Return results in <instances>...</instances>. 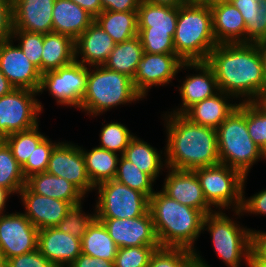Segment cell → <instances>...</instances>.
Listing matches in <instances>:
<instances>
[{
  "instance_id": "obj_1",
  "label": "cell",
  "mask_w": 266,
  "mask_h": 267,
  "mask_svg": "<svg viewBox=\"0 0 266 267\" xmlns=\"http://www.w3.org/2000/svg\"><path fill=\"white\" fill-rule=\"evenodd\" d=\"M206 62L215 73L219 91L239 98V102H253L266 89L256 43L217 44Z\"/></svg>"
},
{
  "instance_id": "obj_2",
  "label": "cell",
  "mask_w": 266,
  "mask_h": 267,
  "mask_svg": "<svg viewBox=\"0 0 266 267\" xmlns=\"http://www.w3.org/2000/svg\"><path fill=\"white\" fill-rule=\"evenodd\" d=\"M166 130V167L195 170L220 163L217 130L191 122L183 114H162Z\"/></svg>"
},
{
  "instance_id": "obj_3",
  "label": "cell",
  "mask_w": 266,
  "mask_h": 267,
  "mask_svg": "<svg viewBox=\"0 0 266 267\" xmlns=\"http://www.w3.org/2000/svg\"><path fill=\"white\" fill-rule=\"evenodd\" d=\"M149 212L161 247L197 250L195 241L204 233L205 215L200 210L183 205L156 189L149 198Z\"/></svg>"
},
{
  "instance_id": "obj_4",
  "label": "cell",
  "mask_w": 266,
  "mask_h": 267,
  "mask_svg": "<svg viewBox=\"0 0 266 267\" xmlns=\"http://www.w3.org/2000/svg\"><path fill=\"white\" fill-rule=\"evenodd\" d=\"M173 44L183 62L207 61L217 45L209 4L186 3L178 7Z\"/></svg>"
},
{
  "instance_id": "obj_5",
  "label": "cell",
  "mask_w": 266,
  "mask_h": 267,
  "mask_svg": "<svg viewBox=\"0 0 266 267\" xmlns=\"http://www.w3.org/2000/svg\"><path fill=\"white\" fill-rule=\"evenodd\" d=\"M140 100L144 98L136 91L129 76L103 65L89 66L87 88L79 111L94 118L119 105L125 106Z\"/></svg>"
},
{
  "instance_id": "obj_6",
  "label": "cell",
  "mask_w": 266,
  "mask_h": 267,
  "mask_svg": "<svg viewBox=\"0 0 266 267\" xmlns=\"http://www.w3.org/2000/svg\"><path fill=\"white\" fill-rule=\"evenodd\" d=\"M216 130L220 163L248 177L252 166L262 160V149L249 136L246 114L236 107Z\"/></svg>"
},
{
  "instance_id": "obj_7",
  "label": "cell",
  "mask_w": 266,
  "mask_h": 267,
  "mask_svg": "<svg viewBox=\"0 0 266 267\" xmlns=\"http://www.w3.org/2000/svg\"><path fill=\"white\" fill-rule=\"evenodd\" d=\"M224 212L219 210L207 214L202 230L210 233L214 252L227 267H240L242 260L249 267L252 229Z\"/></svg>"
},
{
  "instance_id": "obj_8",
  "label": "cell",
  "mask_w": 266,
  "mask_h": 267,
  "mask_svg": "<svg viewBox=\"0 0 266 267\" xmlns=\"http://www.w3.org/2000/svg\"><path fill=\"white\" fill-rule=\"evenodd\" d=\"M193 171L199 179L206 201L216 211L241 210L245 177L239 171L221 163Z\"/></svg>"
},
{
  "instance_id": "obj_9",
  "label": "cell",
  "mask_w": 266,
  "mask_h": 267,
  "mask_svg": "<svg viewBox=\"0 0 266 267\" xmlns=\"http://www.w3.org/2000/svg\"><path fill=\"white\" fill-rule=\"evenodd\" d=\"M94 191L98 195L96 218H136L149 210V198L145 194L116 180L102 182Z\"/></svg>"
},
{
  "instance_id": "obj_10",
  "label": "cell",
  "mask_w": 266,
  "mask_h": 267,
  "mask_svg": "<svg viewBox=\"0 0 266 267\" xmlns=\"http://www.w3.org/2000/svg\"><path fill=\"white\" fill-rule=\"evenodd\" d=\"M38 95V91L14 88L9 94L0 97L1 139L39 124V115L43 113L44 106Z\"/></svg>"
},
{
  "instance_id": "obj_11",
  "label": "cell",
  "mask_w": 266,
  "mask_h": 267,
  "mask_svg": "<svg viewBox=\"0 0 266 267\" xmlns=\"http://www.w3.org/2000/svg\"><path fill=\"white\" fill-rule=\"evenodd\" d=\"M88 67L77 61L42 74L38 94L48 91L57 105L79 109L86 92Z\"/></svg>"
},
{
  "instance_id": "obj_12",
  "label": "cell",
  "mask_w": 266,
  "mask_h": 267,
  "mask_svg": "<svg viewBox=\"0 0 266 267\" xmlns=\"http://www.w3.org/2000/svg\"><path fill=\"white\" fill-rule=\"evenodd\" d=\"M0 215V253L3 261L38 249L39 230L23 212Z\"/></svg>"
},
{
  "instance_id": "obj_13",
  "label": "cell",
  "mask_w": 266,
  "mask_h": 267,
  "mask_svg": "<svg viewBox=\"0 0 266 267\" xmlns=\"http://www.w3.org/2000/svg\"><path fill=\"white\" fill-rule=\"evenodd\" d=\"M183 61L176 54L144 52L132 79L136 91L145 99L151 88L169 85L178 75Z\"/></svg>"
},
{
  "instance_id": "obj_14",
  "label": "cell",
  "mask_w": 266,
  "mask_h": 267,
  "mask_svg": "<svg viewBox=\"0 0 266 267\" xmlns=\"http://www.w3.org/2000/svg\"><path fill=\"white\" fill-rule=\"evenodd\" d=\"M46 172L73 183L87 197L95 190L86 170L82 146L72 141H61L54 147Z\"/></svg>"
},
{
  "instance_id": "obj_15",
  "label": "cell",
  "mask_w": 266,
  "mask_h": 267,
  "mask_svg": "<svg viewBox=\"0 0 266 267\" xmlns=\"http://www.w3.org/2000/svg\"><path fill=\"white\" fill-rule=\"evenodd\" d=\"M119 248L134 246L161 247L149 210L136 218H97Z\"/></svg>"
},
{
  "instance_id": "obj_16",
  "label": "cell",
  "mask_w": 266,
  "mask_h": 267,
  "mask_svg": "<svg viewBox=\"0 0 266 267\" xmlns=\"http://www.w3.org/2000/svg\"><path fill=\"white\" fill-rule=\"evenodd\" d=\"M0 71L16 89L39 90L42 73L12 38L0 43Z\"/></svg>"
},
{
  "instance_id": "obj_17",
  "label": "cell",
  "mask_w": 266,
  "mask_h": 267,
  "mask_svg": "<svg viewBox=\"0 0 266 267\" xmlns=\"http://www.w3.org/2000/svg\"><path fill=\"white\" fill-rule=\"evenodd\" d=\"M181 69H193L196 73L186 75L183 82L176 87L182 104L168 111L174 114H183L193 104L213 97L219 92L215 73L206 61L183 62Z\"/></svg>"
},
{
  "instance_id": "obj_18",
  "label": "cell",
  "mask_w": 266,
  "mask_h": 267,
  "mask_svg": "<svg viewBox=\"0 0 266 267\" xmlns=\"http://www.w3.org/2000/svg\"><path fill=\"white\" fill-rule=\"evenodd\" d=\"M162 191L177 202L200 210L205 216L216 211L206 201L199 179L193 170L166 167Z\"/></svg>"
},
{
  "instance_id": "obj_19",
  "label": "cell",
  "mask_w": 266,
  "mask_h": 267,
  "mask_svg": "<svg viewBox=\"0 0 266 267\" xmlns=\"http://www.w3.org/2000/svg\"><path fill=\"white\" fill-rule=\"evenodd\" d=\"M18 197L25 208L23 214L38 230L56 227L71 206L63 200L38 195L26 185L20 190Z\"/></svg>"
},
{
  "instance_id": "obj_20",
  "label": "cell",
  "mask_w": 266,
  "mask_h": 267,
  "mask_svg": "<svg viewBox=\"0 0 266 267\" xmlns=\"http://www.w3.org/2000/svg\"><path fill=\"white\" fill-rule=\"evenodd\" d=\"M38 250L55 266L69 267L81 254V239L57 227L39 230Z\"/></svg>"
},
{
  "instance_id": "obj_21",
  "label": "cell",
  "mask_w": 266,
  "mask_h": 267,
  "mask_svg": "<svg viewBox=\"0 0 266 267\" xmlns=\"http://www.w3.org/2000/svg\"><path fill=\"white\" fill-rule=\"evenodd\" d=\"M54 3L55 0H12L13 30L53 32Z\"/></svg>"
},
{
  "instance_id": "obj_22",
  "label": "cell",
  "mask_w": 266,
  "mask_h": 267,
  "mask_svg": "<svg viewBox=\"0 0 266 267\" xmlns=\"http://www.w3.org/2000/svg\"><path fill=\"white\" fill-rule=\"evenodd\" d=\"M116 43L95 21L75 40V61L85 66L103 65Z\"/></svg>"
},
{
  "instance_id": "obj_23",
  "label": "cell",
  "mask_w": 266,
  "mask_h": 267,
  "mask_svg": "<svg viewBox=\"0 0 266 267\" xmlns=\"http://www.w3.org/2000/svg\"><path fill=\"white\" fill-rule=\"evenodd\" d=\"M209 6L217 44L245 43V21L241 12L229 0H213Z\"/></svg>"
},
{
  "instance_id": "obj_24",
  "label": "cell",
  "mask_w": 266,
  "mask_h": 267,
  "mask_svg": "<svg viewBox=\"0 0 266 267\" xmlns=\"http://www.w3.org/2000/svg\"><path fill=\"white\" fill-rule=\"evenodd\" d=\"M233 99L235 101L232 95L219 91L213 97L193 104L183 115L193 123L217 129L238 107V101L233 103Z\"/></svg>"
},
{
  "instance_id": "obj_25",
  "label": "cell",
  "mask_w": 266,
  "mask_h": 267,
  "mask_svg": "<svg viewBox=\"0 0 266 267\" xmlns=\"http://www.w3.org/2000/svg\"><path fill=\"white\" fill-rule=\"evenodd\" d=\"M94 22V17L71 0H55L53 32L69 36L74 41Z\"/></svg>"
},
{
  "instance_id": "obj_26",
  "label": "cell",
  "mask_w": 266,
  "mask_h": 267,
  "mask_svg": "<svg viewBox=\"0 0 266 267\" xmlns=\"http://www.w3.org/2000/svg\"><path fill=\"white\" fill-rule=\"evenodd\" d=\"M25 185L38 195L60 199L68 202L71 206L83 202L86 197L73 183L48 172L29 176L26 178Z\"/></svg>"
},
{
  "instance_id": "obj_27",
  "label": "cell",
  "mask_w": 266,
  "mask_h": 267,
  "mask_svg": "<svg viewBox=\"0 0 266 267\" xmlns=\"http://www.w3.org/2000/svg\"><path fill=\"white\" fill-rule=\"evenodd\" d=\"M137 12L138 32L169 33L174 38L178 7L155 5L141 0Z\"/></svg>"
},
{
  "instance_id": "obj_28",
  "label": "cell",
  "mask_w": 266,
  "mask_h": 267,
  "mask_svg": "<svg viewBox=\"0 0 266 267\" xmlns=\"http://www.w3.org/2000/svg\"><path fill=\"white\" fill-rule=\"evenodd\" d=\"M75 61V41L60 33L43 34L41 73L56 70Z\"/></svg>"
},
{
  "instance_id": "obj_29",
  "label": "cell",
  "mask_w": 266,
  "mask_h": 267,
  "mask_svg": "<svg viewBox=\"0 0 266 267\" xmlns=\"http://www.w3.org/2000/svg\"><path fill=\"white\" fill-rule=\"evenodd\" d=\"M123 156L142 172L148 174L155 183L159 175L163 174L162 171L166 170L165 157L163 158L165 151H158L156 147L137 136L130 140Z\"/></svg>"
},
{
  "instance_id": "obj_30",
  "label": "cell",
  "mask_w": 266,
  "mask_h": 267,
  "mask_svg": "<svg viewBox=\"0 0 266 267\" xmlns=\"http://www.w3.org/2000/svg\"><path fill=\"white\" fill-rule=\"evenodd\" d=\"M245 21V43L266 40V0H229Z\"/></svg>"
},
{
  "instance_id": "obj_31",
  "label": "cell",
  "mask_w": 266,
  "mask_h": 267,
  "mask_svg": "<svg viewBox=\"0 0 266 267\" xmlns=\"http://www.w3.org/2000/svg\"><path fill=\"white\" fill-rule=\"evenodd\" d=\"M82 154L88 176L94 187L102 182L115 179L121 155L97 146L91 150L82 147Z\"/></svg>"
},
{
  "instance_id": "obj_32",
  "label": "cell",
  "mask_w": 266,
  "mask_h": 267,
  "mask_svg": "<svg viewBox=\"0 0 266 267\" xmlns=\"http://www.w3.org/2000/svg\"><path fill=\"white\" fill-rule=\"evenodd\" d=\"M143 53L142 43L137 35L116 44L103 66L133 79Z\"/></svg>"
},
{
  "instance_id": "obj_33",
  "label": "cell",
  "mask_w": 266,
  "mask_h": 267,
  "mask_svg": "<svg viewBox=\"0 0 266 267\" xmlns=\"http://www.w3.org/2000/svg\"><path fill=\"white\" fill-rule=\"evenodd\" d=\"M94 21L116 44L138 35V12L102 11Z\"/></svg>"
},
{
  "instance_id": "obj_34",
  "label": "cell",
  "mask_w": 266,
  "mask_h": 267,
  "mask_svg": "<svg viewBox=\"0 0 266 267\" xmlns=\"http://www.w3.org/2000/svg\"><path fill=\"white\" fill-rule=\"evenodd\" d=\"M118 246L104 224L95 218L81 239V253L114 262Z\"/></svg>"
},
{
  "instance_id": "obj_35",
  "label": "cell",
  "mask_w": 266,
  "mask_h": 267,
  "mask_svg": "<svg viewBox=\"0 0 266 267\" xmlns=\"http://www.w3.org/2000/svg\"><path fill=\"white\" fill-rule=\"evenodd\" d=\"M26 178L21 166L14 158L11 148L0 140V187L10 190L13 194H19L25 186Z\"/></svg>"
},
{
  "instance_id": "obj_36",
  "label": "cell",
  "mask_w": 266,
  "mask_h": 267,
  "mask_svg": "<svg viewBox=\"0 0 266 267\" xmlns=\"http://www.w3.org/2000/svg\"><path fill=\"white\" fill-rule=\"evenodd\" d=\"M117 182L127 185L145 194L148 198L155 192L154 180L146 173L142 172L123 155L120 156L115 179Z\"/></svg>"
},
{
  "instance_id": "obj_37",
  "label": "cell",
  "mask_w": 266,
  "mask_h": 267,
  "mask_svg": "<svg viewBox=\"0 0 266 267\" xmlns=\"http://www.w3.org/2000/svg\"><path fill=\"white\" fill-rule=\"evenodd\" d=\"M39 130V131H38ZM45 134L40 132L39 124L32 129L14 132L6 136L3 140L11 148L14 158L22 167L28 157L32 155L36 146L45 138Z\"/></svg>"
},
{
  "instance_id": "obj_38",
  "label": "cell",
  "mask_w": 266,
  "mask_h": 267,
  "mask_svg": "<svg viewBox=\"0 0 266 267\" xmlns=\"http://www.w3.org/2000/svg\"><path fill=\"white\" fill-rule=\"evenodd\" d=\"M135 136L129 128L121 122L110 121L103 124L99 134L97 147L123 155L130 140Z\"/></svg>"
},
{
  "instance_id": "obj_39",
  "label": "cell",
  "mask_w": 266,
  "mask_h": 267,
  "mask_svg": "<svg viewBox=\"0 0 266 267\" xmlns=\"http://www.w3.org/2000/svg\"><path fill=\"white\" fill-rule=\"evenodd\" d=\"M83 202L72 205L66 211V216L56 226L61 232L71 234L78 239H82L87 232L89 225L96 218V209L93 212H84Z\"/></svg>"
},
{
  "instance_id": "obj_40",
  "label": "cell",
  "mask_w": 266,
  "mask_h": 267,
  "mask_svg": "<svg viewBox=\"0 0 266 267\" xmlns=\"http://www.w3.org/2000/svg\"><path fill=\"white\" fill-rule=\"evenodd\" d=\"M238 107L246 114L249 136L263 149L266 146V113L254 102H239Z\"/></svg>"
},
{
  "instance_id": "obj_41",
  "label": "cell",
  "mask_w": 266,
  "mask_h": 267,
  "mask_svg": "<svg viewBox=\"0 0 266 267\" xmlns=\"http://www.w3.org/2000/svg\"><path fill=\"white\" fill-rule=\"evenodd\" d=\"M11 38L18 42L24 55L41 72V57L43 52V33L13 30Z\"/></svg>"
},
{
  "instance_id": "obj_42",
  "label": "cell",
  "mask_w": 266,
  "mask_h": 267,
  "mask_svg": "<svg viewBox=\"0 0 266 267\" xmlns=\"http://www.w3.org/2000/svg\"><path fill=\"white\" fill-rule=\"evenodd\" d=\"M194 256L185 248L160 247L152 253L147 267H184Z\"/></svg>"
},
{
  "instance_id": "obj_43",
  "label": "cell",
  "mask_w": 266,
  "mask_h": 267,
  "mask_svg": "<svg viewBox=\"0 0 266 267\" xmlns=\"http://www.w3.org/2000/svg\"><path fill=\"white\" fill-rule=\"evenodd\" d=\"M53 142L49 136L45 137L34 149V152L28 157L26 163L21 167L25 178L36 174L46 172L48 162L54 147L59 143Z\"/></svg>"
},
{
  "instance_id": "obj_44",
  "label": "cell",
  "mask_w": 266,
  "mask_h": 267,
  "mask_svg": "<svg viewBox=\"0 0 266 267\" xmlns=\"http://www.w3.org/2000/svg\"><path fill=\"white\" fill-rule=\"evenodd\" d=\"M154 251L153 246L118 248L114 267H147Z\"/></svg>"
},
{
  "instance_id": "obj_45",
  "label": "cell",
  "mask_w": 266,
  "mask_h": 267,
  "mask_svg": "<svg viewBox=\"0 0 266 267\" xmlns=\"http://www.w3.org/2000/svg\"><path fill=\"white\" fill-rule=\"evenodd\" d=\"M144 52L150 54H175L173 37L169 33L138 32Z\"/></svg>"
},
{
  "instance_id": "obj_46",
  "label": "cell",
  "mask_w": 266,
  "mask_h": 267,
  "mask_svg": "<svg viewBox=\"0 0 266 267\" xmlns=\"http://www.w3.org/2000/svg\"><path fill=\"white\" fill-rule=\"evenodd\" d=\"M247 177H245L243 183V197H242V207L241 210L233 211V216L237 219L241 218L242 215H246L247 213L250 215H264L266 216V188L262 189L256 194H253L250 197H245V184ZM239 216V217H238Z\"/></svg>"
},
{
  "instance_id": "obj_47",
  "label": "cell",
  "mask_w": 266,
  "mask_h": 267,
  "mask_svg": "<svg viewBox=\"0 0 266 267\" xmlns=\"http://www.w3.org/2000/svg\"><path fill=\"white\" fill-rule=\"evenodd\" d=\"M4 267H55L38 249L7 259Z\"/></svg>"
},
{
  "instance_id": "obj_48",
  "label": "cell",
  "mask_w": 266,
  "mask_h": 267,
  "mask_svg": "<svg viewBox=\"0 0 266 267\" xmlns=\"http://www.w3.org/2000/svg\"><path fill=\"white\" fill-rule=\"evenodd\" d=\"M12 32V0H0V43L10 39Z\"/></svg>"
},
{
  "instance_id": "obj_49",
  "label": "cell",
  "mask_w": 266,
  "mask_h": 267,
  "mask_svg": "<svg viewBox=\"0 0 266 267\" xmlns=\"http://www.w3.org/2000/svg\"><path fill=\"white\" fill-rule=\"evenodd\" d=\"M250 260H266V231L251 230Z\"/></svg>"
},
{
  "instance_id": "obj_50",
  "label": "cell",
  "mask_w": 266,
  "mask_h": 267,
  "mask_svg": "<svg viewBox=\"0 0 266 267\" xmlns=\"http://www.w3.org/2000/svg\"><path fill=\"white\" fill-rule=\"evenodd\" d=\"M141 0H100L102 11L137 12Z\"/></svg>"
},
{
  "instance_id": "obj_51",
  "label": "cell",
  "mask_w": 266,
  "mask_h": 267,
  "mask_svg": "<svg viewBox=\"0 0 266 267\" xmlns=\"http://www.w3.org/2000/svg\"><path fill=\"white\" fill-rule=\"evenodd\" d=\"M69 267H114V262L81 253Z\"/></svg>"
},
{
  "instance_id": "obj_52",
  "label": "cell",
  "mask_w": 266,
  "mask_h": 267,
  "mask_svg": "<svg viewBox=\"0 0 266 267\" xmlns=\"http://www.w3.org/2000/svg\"><path fill=\"white\" fill-rule=\"evenodd\" d=\"M94 18L102 12L100 0H71Z\"/></svg>"
},
{
  "instance_id": "obj_53",
  "label": "cell",
  "mask_w": 266,
  "mask_h": 267,
  "mask_svg": "<svg viewBox=\"0 0 266 267\" xmlns=\"http://www.w3.org/2000/svg\"><path fill=\"white\" fill-rule=\"evenodd\" d=\"M184 267H211L206 260L200 255L199 251L194 252V256L185 264Z\"/></svg>"
},
{
  "instance_id": "obj_54",
  "label": "cell",
  "mask_w": 266,
  "mask_h": 267,
  "mask_svg": "<svg viewBox=\"0 0 266 267\" xmlns=\"http://www.w3.org/2000/svg\"><path fill=\"white\" fill-rule=\"evenodd\" d=\"M13 195L14 194L10 190L3 188V187H0V215L4 214L6 212L5 211L7 209L6 204L9 202V199Z\"/></svg>"
},
{
  "instance_id": "obj_55",
  "label": "cell",
  "mask_w": 266,
  "mask_h": 267,
  "mask_svg": "<svg viewBox=\"0 0 266 267\" xmlns=\"http://www.w3.org/2000/svg\"><path fill=\"white\" fill-rule=\"evenodd\" d=\"M13 89L14 87L10 84L8 79L0 71V97L9 94Z\"/></svg>"
},
{
  "instance_id": "obj_56",
  "label": "cell",
  "mask_w": 266,
  "mask_h": 267,
  "mask_svg": "<svg viewBox=\"0 0 266 267\" xmlns=\"http://www.w3.org/2000/svg\"><path fill=\"white\" fill-rule=\"evenodd\" d=\"M155 5H165L171 7H180L186 4L183 0H145Z\"/></svg>"
},
{
  "instance_id": "obj_57",
  "label": "cell",
  "mask_w": 266,
  "mask_h": 267,
  "mask_svg": "<svg viewBox=\"0 0 266 267\" xmlns=\"http://www.w3.org/2000/svg\"><path fill=\"white\" fill-rule=\"evenodd\" d=\"M259 48V52L261 54V60H262V65H263V70H264V75L266 78V40L256 43Z\"/></svg>"
},
{
  "instance_id": "obj_58",
  "label": "cell",
  "mask_w": 266,
  "mask_h": 267,
  "mask_svg": "<svg viewBox=\"0 0 266 267\" xmlns=\"http://www.w3.org/2000/svg\"><path fill=\"white\" fill-rule=\"evenodd\" d=\"M264 113H266V89L253 101Z\"/></svg>"
},
{
  "instance_id": "obj_59",
  "label": "cell",
  "mask_w": 266,
  "mask_h": 267,
  "mask_svg": "<svg viewBox=\"0 0 266 267\" xmlns=\"http://www.w3.org/2000/svg\"><path fill=\"white\" fill-rule=\"evenodd\" d=\"M249 267H266V260H249Z\"/></svg>"
},
{
  "instance_id": "obj_60",
  "label": "cell",
  "mask_w": 266,
  "mask_h": 267,
  "mask_svg": "<svg viewBox=\"0 0 266 267\" xmlns=\"http://www.w3.org/2000/svg\"><path fill=\"white\" fill-rule=\"evenodd\" d=\"M185 3L189 4H210L212 0H183Z\"/></svg>"
},
{
  "instance_id": "obj_61",
  "label": "cell",
  "mask_w": 266,
  "mask_h": 267,
  "mask_svg": "<svg viewBox=\"0 0 266 267\" xmlns=\"http://www.w3.org/2000/svg\"><path fill=\"white\" fill-rule=\"evenodd\" d=\"M262 152V160H266V146L261 150Z\"/></svg>"
},
{
  "instance_id": "obj_62",
  "label": "cell",
  "mask_w": 266,
  "mask_h": 267,
  "mask_svg": "<svg viewBox=\"0 0 266 267\" xmlns=\"http://www.w3.org/2000/svg\"><path fill=\"white\" fill-rule=\"evenodd\" d=\"M0 267H4V261L2 259L1 253H0Z\"/></svg>"
}]
</instances>
